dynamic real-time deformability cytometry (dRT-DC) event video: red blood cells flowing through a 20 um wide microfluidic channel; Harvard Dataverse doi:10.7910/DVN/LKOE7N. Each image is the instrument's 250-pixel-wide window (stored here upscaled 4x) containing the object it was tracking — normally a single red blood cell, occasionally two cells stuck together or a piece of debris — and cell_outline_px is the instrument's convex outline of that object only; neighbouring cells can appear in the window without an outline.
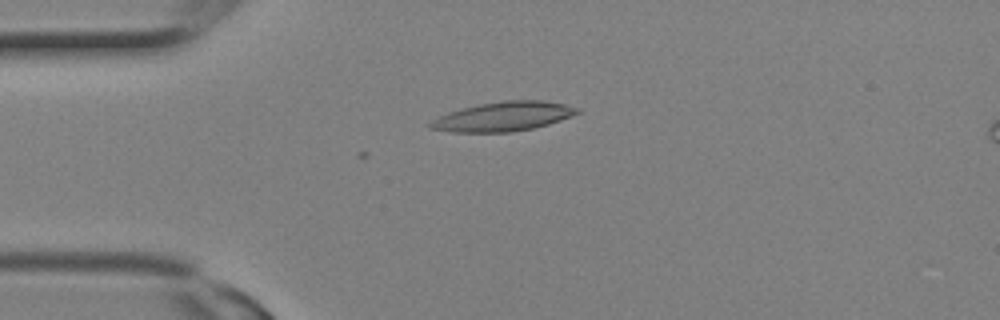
{"species": "Egyptian fruit bat (a non-hibernating species)", "species_latin": "Rousettus aegyptiacus", "temperature_condition": "room temperature", "stored_images_in_passage": 2, "camera_frame_rate_fps": 3000, "um_per_image_px": 0.085, "animal": {"sex": "female"}, "frame": {"image": 1, "passage_image": 1, "time_ms": 0.0, "image_size_px": [1000, 320], "cell_outline_px": [[580, 112], [572, 116], [548, 124], [532, 128], [512, 132], [452, 132], [428, 128], [424, 124], [448, 112], [480, 104], [504, 100], [544, 100], [564, 104], [580, 108]], "centroid_in_image_um": [42.76, 9.9], "position_along_channel_um": 42.2, "area_um2": 25.14}}